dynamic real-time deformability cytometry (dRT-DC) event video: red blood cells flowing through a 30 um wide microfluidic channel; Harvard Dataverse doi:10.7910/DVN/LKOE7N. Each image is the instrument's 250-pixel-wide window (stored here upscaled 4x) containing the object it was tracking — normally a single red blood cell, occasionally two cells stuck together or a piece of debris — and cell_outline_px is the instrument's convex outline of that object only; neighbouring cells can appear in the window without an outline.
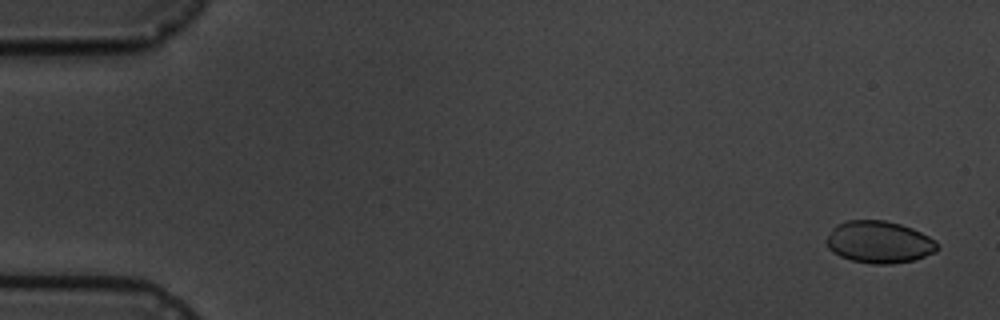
{"species": "common noctule bat (a hibernating species)", "species_latin": "Nyctalus noctula", "temperature_condition": "cold", "stored_images_in_passage": 4, "camera_frame_rate_fps": 3000, "um_per_image_px": 0.085, "animal": {"sex": "male", "body_mass_g": 19.5, "forearm_length_mm": 54.6}, "frame": {"image": 1, "passage_image": 1, "time_ms": 0.0, "image_size_px": [1000, 320], "cell_outline_px": [[940, 248], [936, 252], [916, 260], [892, 264], [872, 264], [852, 260], [840, 256], [832, 252], [828, 248], [824, 240], [832, 228], [836, 224], [848, 220], [884, 220], [900, 224], [912, 228], [936, 240]], "centroid_in_image_um": [74.73, 20.58], "position_along_channel_um": 10.3, "area_um2": 27.57}}